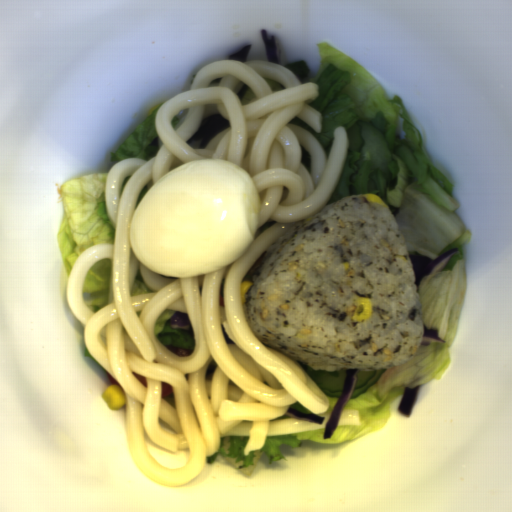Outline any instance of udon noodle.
<instances>
[{
	"instance_id": "1",
	"label": "udon noodle",
	"mask_w": 512,
	"mask_h": 512,
	"mask_svg": "<svg viewBox=\"0 0 512 512\" xmlns=\"http://www.w3.org/2000/svg\"><path fill=\"white\" fill-rule=\"evenodd\" d=\"M318 86L300 82L280 62L253 59L203 65L189 89L158 108L160 146L153 157L113 163L105 177L112 243L91 244L76 261L65 297L82 324L90 355L121 386L127 447L134 465L163 487L187 484L224 436H247L244 454L271 435L326 429L331 397L296 360L263 344L251 330L241 283L261 267L270 246L297 222L319 214L350 155L349 132L334 131L329 154L298 116L320 133L321 112L309 105ZM214 104L230 127L206 148L193 149L205 105ZM245 168L259 193L257 233L241 258L217 272L163 277L132 252V216L146 192L178 166L205 158ZM113 263L109 302L90 311L83 279L101 259ZM188 313L196 339L189 356L169 352L155 337L162 310ZM161 383L173 388L161 398ZM325 417L322 425L285 413Z\"/></svg>"
},
{
	"instance_id": "2",
	"label": "udon noodle",
	"mask_w": 512,
	"mask_h": 512,
	"mask_svg": "<svg viewBox=\"0 0 512 512\" xmlns=\"http://www.w3.org/2000/svg\"><path fill=\"white\" fill-rule=\"evenodd\" d=\"M359 421L360 411H343L337 423V426L352 425L355 423H359Z\"/></svg>"
}]
</instances>
